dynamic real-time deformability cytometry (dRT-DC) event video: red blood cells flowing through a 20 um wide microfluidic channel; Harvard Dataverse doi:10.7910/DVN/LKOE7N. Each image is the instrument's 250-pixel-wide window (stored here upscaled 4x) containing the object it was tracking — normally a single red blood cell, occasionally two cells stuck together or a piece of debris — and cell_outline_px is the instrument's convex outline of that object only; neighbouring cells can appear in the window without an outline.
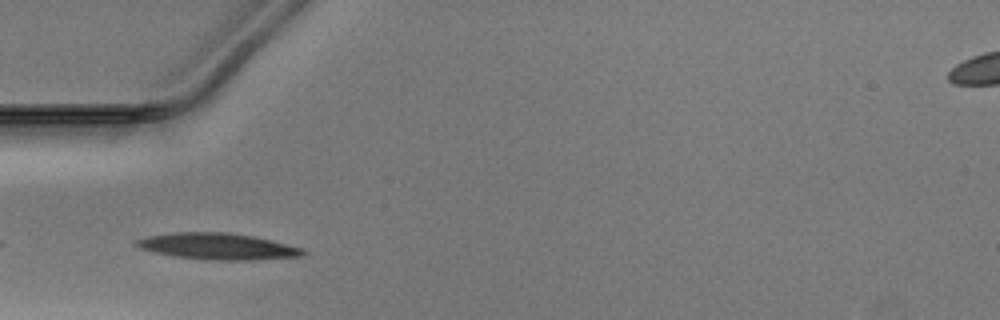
{"species": "Egyptian fruit bat (a non-hibernating species)", "species_latin": "Rousettus aegyptiacus", "temperature_condition": "warm", "stored_images_in_passage": 4, "camera_frame_rate_fps": 3000, "um_per_image_px": 0.085, "animal": {"sex": "male"}, "frame": {"image": 1, "passage_image": 2, "time_ms": 0.333, "image_size_px": [1000, 320], "cell_outline_px": [[304, 256], [256, 260], [212, 260], [172, 256], [140, 248], [132, 244], [136, 240], [148, 236], [172, 232], [228, 232], [252, 236], [304, 248]], "centroid_in_image_um": [18.49, 20.94], "position_along_channel_um": 66.5, "area_um2": 25.61}}